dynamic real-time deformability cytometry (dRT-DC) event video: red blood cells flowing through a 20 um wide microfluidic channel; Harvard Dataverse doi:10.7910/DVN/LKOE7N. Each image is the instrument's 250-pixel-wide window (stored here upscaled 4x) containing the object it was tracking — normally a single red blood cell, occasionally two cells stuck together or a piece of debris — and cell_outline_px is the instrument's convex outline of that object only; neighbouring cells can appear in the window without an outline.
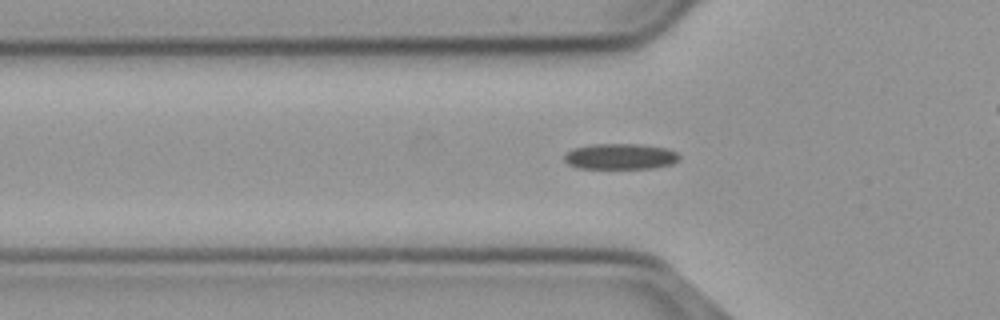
{"species": "common noctule bat (a hibernating species)", "species_latin": "Nyctalus noctula", "temperature_condition": "cold", "stored_images_in_passage": 56, "camera_frame_rate_fps": 3000, "um_per_image_px": 0.085, "animal": {"sex": "male", "body_mass_g": 23.1, "forearm_length_mm": 52.7}, "frame": {"image": 1, "passage_image": 18, "time_ms": 5.667, "image_size_px": [1000, 320], "cell_outline_px": [[680, 160], [672, 164], [652, 168], [576, 168], [568, 164], [564, 160], [564, 152], [572, 148], [592, 144], [640, 144], [664, 148], [676, 152], [680, 156]], "centroid_in_image_um": [52.69, 13.3], "position_along_channel_um": 73.1, "area_um2": 17.4}}
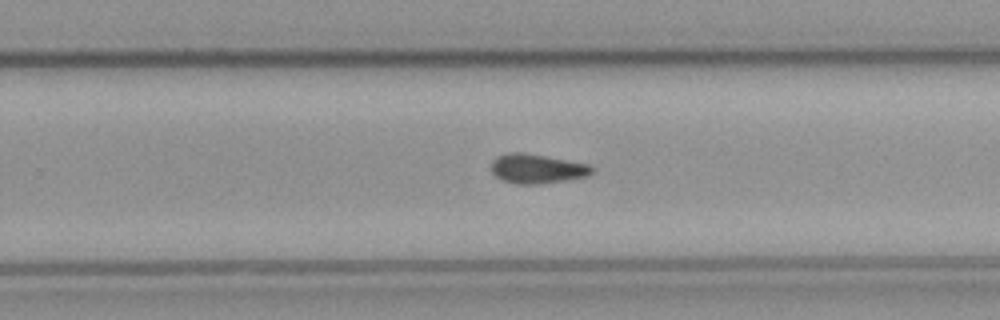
{"frame": {"image": 2, "passage_image": 35, "time_ms": 11.333, "image_size_px": [1000, 320], "cell_outline_px": [[592, 172], [588, 176], [568, 180], [540, 184], [516, 184], [500, 180], [492, 172], [492, 160], [496, 156], [508, 152], [524, 152], [588, 164], [592, 168]], "centroid_in_image_um": [45.6, 14.34], "position_along_channel_um": 284.2, "area_um2": 17.34}}
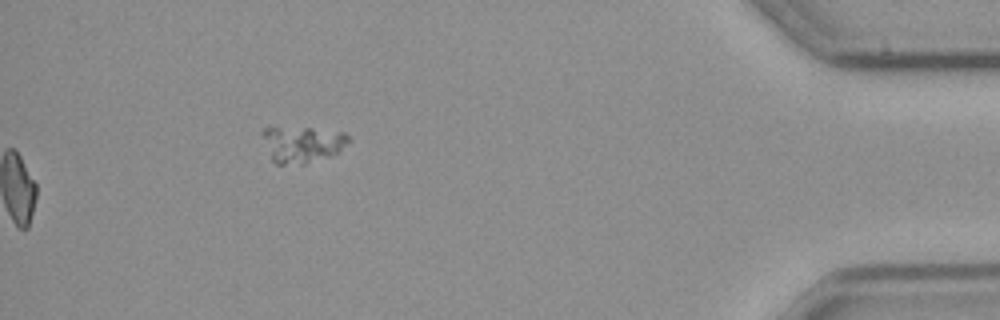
{"frame": {"image": 3, "passage_image": 56, "time_ms": 18.333, "image_size_px": [1000, 320], "cell_outline_px": [[348, 140], [336, 152], [328, 156], [304, 164], [276, 164], [272, 160], [260, 132], [264, 128], [312, 128], [344, 132], [348, 136]], "centroid_in_image_um": [25.64, 12.25], "position_along_channel_um": 409.6, "area_um2": 17.74}, "authors_computed_cell_mechanics": {"area_um2": 17.0221, "velocity_mm_per_s": 3.7049, "shape_relaxation_time_tau1_ms": null, "shape_relaxation_time_tau2_ms": 6.6555, "deformation_change_tau1": null, "deformation_change_tau2": 0.1308}}